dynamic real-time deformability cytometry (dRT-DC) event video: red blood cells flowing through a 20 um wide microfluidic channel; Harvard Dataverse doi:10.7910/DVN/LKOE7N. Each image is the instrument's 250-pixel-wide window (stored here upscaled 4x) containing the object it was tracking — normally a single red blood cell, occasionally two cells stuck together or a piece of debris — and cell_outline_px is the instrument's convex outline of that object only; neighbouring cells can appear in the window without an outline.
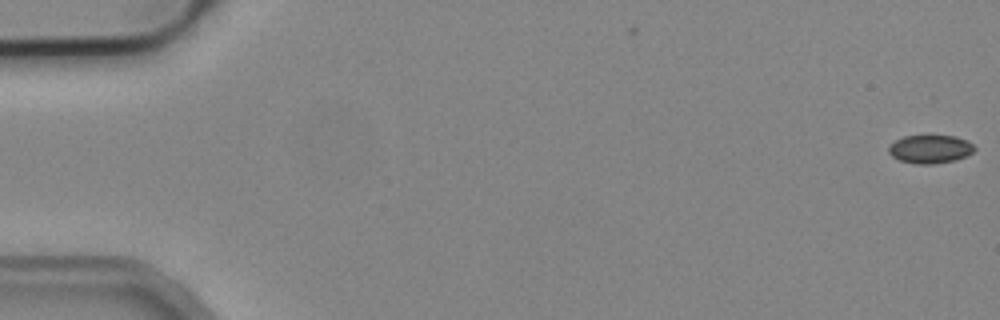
{"species": "common noctule bat (a hibernating species)", "species_latin": "Nyctalus noctula", "temperature_condition": "cold", "stored_images_in_passage": 55, "camera_frame_rate_fps": 3000, "um_per_image_px": 0.085, "animal": {"sex": "male", "body_mass_g": 19.2, "forearm_length_mm": 51.8}, "frame": {"image": 1, "passage_image": 1, "time_ms": 0.0, "image_size_px": [1000, 320], "cell_outline_px": [[976, 148], [972, 152], [956, 160], [932, 164], [916, 164], [900, 160], [892, 156], [888, 152], [888, 148], [896, 140], [904, 136], [956, 136], [968, 140]], "centroid_in_image_um": [79.07, 12.67], "position_along_channel_um": 5.9, "area_um2": 14.05}}
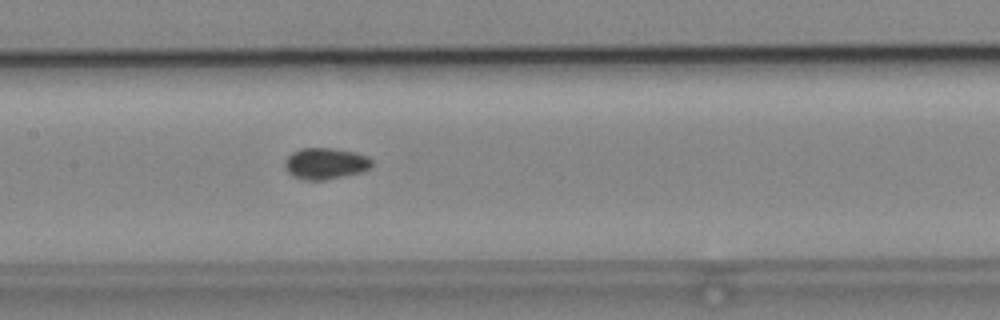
{"frame": {"image": 2, "passage_image": 27, "time_ms": 8.667, "image_size_px": [1000, 320], "cell_outline_px": [[372, 164], [368, 168], [360, 172], [324, 180], [308, 180], [296, 176], [288, 172], [284, 168], [284, 160], [292, 152], [304, 148], [332, 148], [356, 152], [368, 156], [372, 160]], "centroid_in_image_um": [27.65, 13.88], "position_along_channel_um": 179.7, "area_um2": 15.72}}
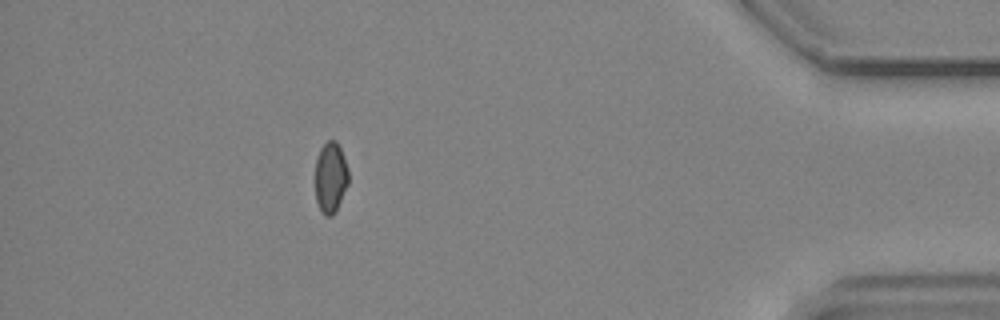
{"frame": {"image": 3, "passage_image": 49, "time_ms": 16.0, "image_size_px": [1000, 320], "cell_outline_px": [[348, 184], [332, 216], [324, 216], [320, 212], [316, 200], [316, 160], [320, 148], [328, 140], [336, 140], [344, 156], [348, 168]], "centroid_in_image_um": [28.09, 15.07], "position_along_channel_um": 407.1, "area_um2": 13.64}, "authors_computed_cell_mechanics": {"area_um2": 14.5078, "velocity_mm_per_s": 3.8133, "shape_relaxation_time_tau1_ms": null, "shape_relaxation_time_tau2_ms": 6.4834, "deformation_change_tau1": null, "deformation_change_tau2": 0.0746}}